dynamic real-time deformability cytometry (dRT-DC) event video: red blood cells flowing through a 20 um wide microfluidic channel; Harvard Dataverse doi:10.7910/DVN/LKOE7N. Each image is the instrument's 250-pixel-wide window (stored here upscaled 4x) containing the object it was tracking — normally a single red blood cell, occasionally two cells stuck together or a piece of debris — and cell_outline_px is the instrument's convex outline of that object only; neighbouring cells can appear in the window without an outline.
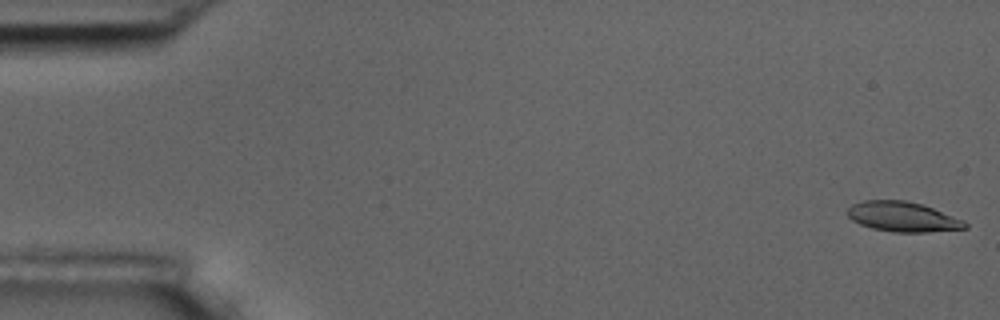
{"species": "common noctule bat (a hibernating species)", "species_latin": "Nyctalus noctula", "temperature_condition": "room temperature", "stored_images_in_passage": 8, "camera_frame_rate_fps": 3000, "um_per_image_px": 0.085, "animal": {"sex": "male", "body_mass_g": 17.5, "forearm_length_mm": 52.3}, "frame": {"image": 1, "passage_image": 1, "time_ms": 0.0, "image_size_px": [1000, 320], "cell_outline_px": [[968, 228], [928, 232], [892, 232], [872, 228], [860, 224], [852, 220], [848, 216], [848, 208], [852, 204], [864, 200], [904, 200], [920, 204], [932, 208], [964, 220], [968, 224]], "centroid_in_image_um": [76.73, 18.43], "position_along_channel_um": 8.3, "area_um2": 20.4}}
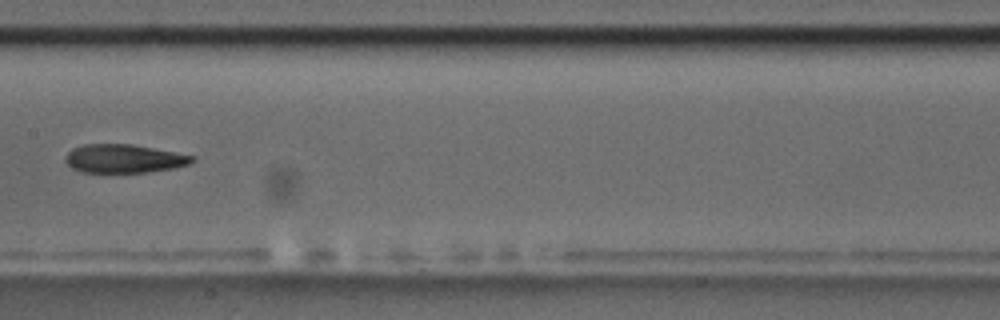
{"frame": {"image": 2, "passage_image": 8, "time_ms": 9.0, "image_size_px": [1000, 320], "cell_outline_px": [[196, 160], [188, 164], [176, 168], [148, 172], [80, 172], [72, 168], [64, 160], [64, 156], [72, 148], [84, 144], [132, 144], [196, 156]], "centroid_in_image_um": [10.54, 13.48], "position_along_channel_um": 196.9, "area_um2": 21.21}}